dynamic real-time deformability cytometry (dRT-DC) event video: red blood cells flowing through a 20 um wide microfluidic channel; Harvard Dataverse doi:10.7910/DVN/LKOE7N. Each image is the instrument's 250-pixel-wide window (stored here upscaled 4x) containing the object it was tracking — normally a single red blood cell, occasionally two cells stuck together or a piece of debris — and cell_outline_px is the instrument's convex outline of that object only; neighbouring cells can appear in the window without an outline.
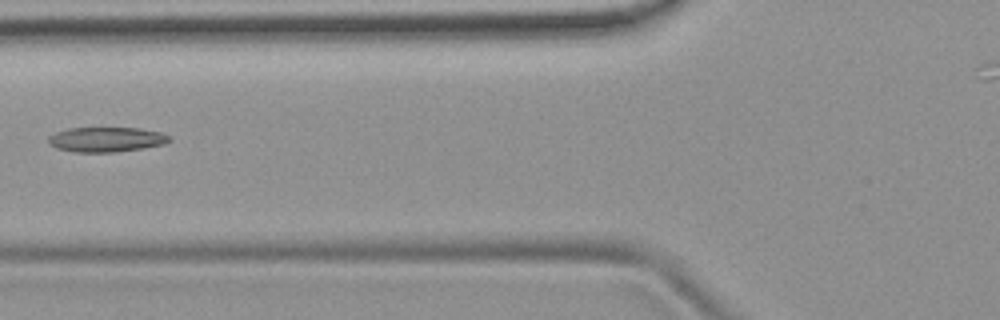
{"species": "common noctule bat (a hibernating species)", "species_latin": "Nyctalus noctula", "temperature_condition": "room temperature", "stored_images_in_passage": 4, "camera_frame_rate_fps": 3000, "um_per_image_px": 0.085, "animal": {"sex": "female", "body_mass_g": 19.9}, "frame": {"image": 1, "passage_image": 3, "time_ms": 2.333, "image_size_px": [1000, 320], "cell_outline_px": [[172, 140], [164, 144], [144, 148], [116, 152], [76, 152], [56, 148], [48, 144], [48, 136], [56, 132], [68, 128], [140, 128], [160, 132], [168, 136]], "centroid_in_image_um": [9.02, 11.86], "position_along_channel_um": 116.8, "area_um2": 17.57}}
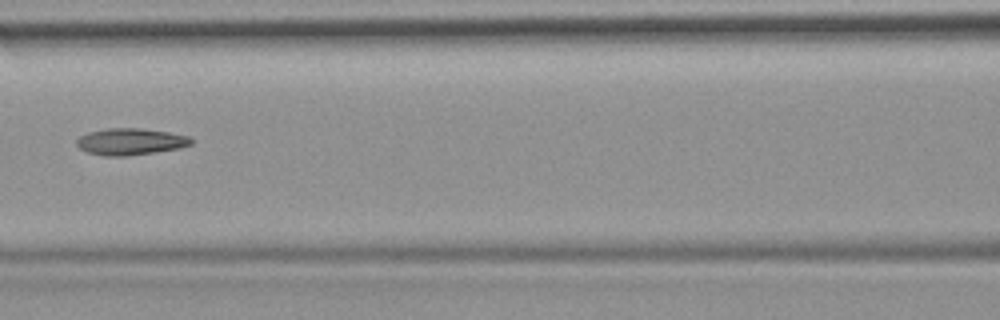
{"frame": {"image": 2, "passage_image": 4, "time_ms": 3.333, "image_size_px": [1000, 320], "cell_outline_px": [[192, 144], [180, 148], [128, 156], [104, 156], [88, 152], [80, 148], [76, 144], [76, 140], [80, 136], [88, 132], [108, 128], [140, 128], [168, 132], [188, 136], [192, 140]], "centroid_in_image_um": [11.08, 12.04], "position_along_channel_um": 155.5, "area_um2": 17.74}}